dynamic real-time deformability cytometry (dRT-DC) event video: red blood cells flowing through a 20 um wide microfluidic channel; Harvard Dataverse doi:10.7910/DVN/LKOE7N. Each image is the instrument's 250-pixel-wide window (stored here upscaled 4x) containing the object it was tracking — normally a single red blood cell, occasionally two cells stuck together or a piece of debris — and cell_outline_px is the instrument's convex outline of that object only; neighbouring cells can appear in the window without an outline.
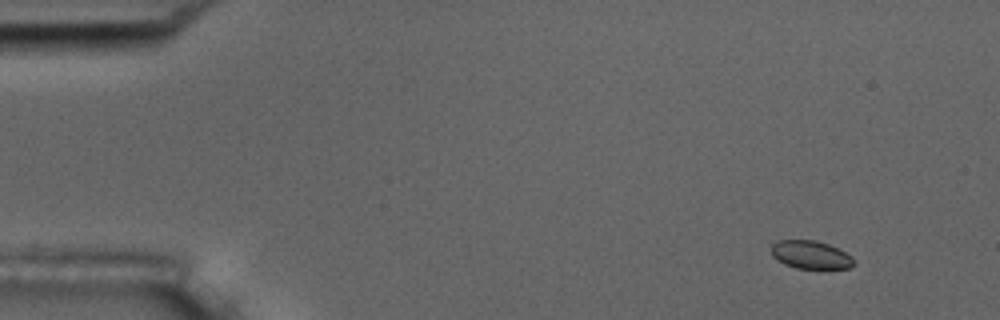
{"species": "common noctule bat (a hibernating species)", "species_latin": "Nyctalus noctula", "temperature_condition": "room temperature", "stored_images_in_passage": 14, "camera_frame_rate_fps": 3000, "um_per_image_px": 0.085, "animal": {"sex": "male", "body_mass_g": 17.5, "forearm_length_mm": 52.3}, "frame": {"image": 1, "passage_image": 1, "time_ms": 0.0, "image_size_px": [1000, 320], "cell_outline_px": [[856, 264], [852, 268], [796, 268], [784, 264], [772, 256], [772, 244], [776, 240], [816, 240], [828, 244], [852, 256]], "centroid_in_image_um": [68.91, 21.65], "position_along_channel_um": 16.1, "area_um2": 13.53}}
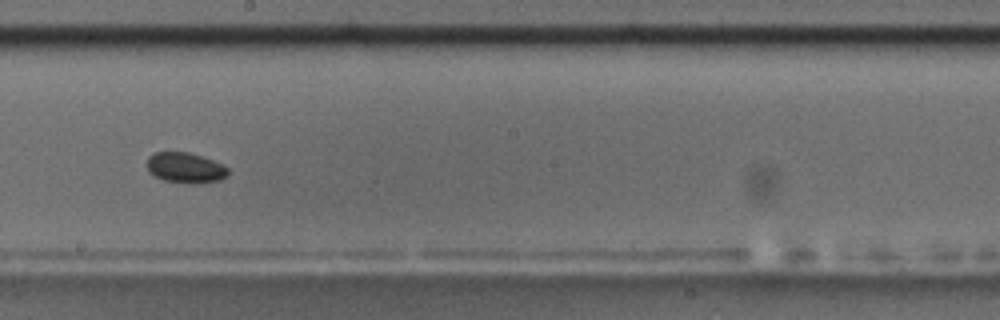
{"frame": {"image": 2, "passage_image": 8, "time_ms": 9.0, "image_size_px": [1000, 320], "cell_outline_px": [[228, 172], [220, 180], [200, 184], [192, 184], [164, 180], [148, 172], [148, 156], [156, 152], [188, 152], [212, 160], [228, 168]], "centroid_in_image_um": [15.74, 14.27], "position_along_channel_um": 232.5, "area_um2": 14.22}}
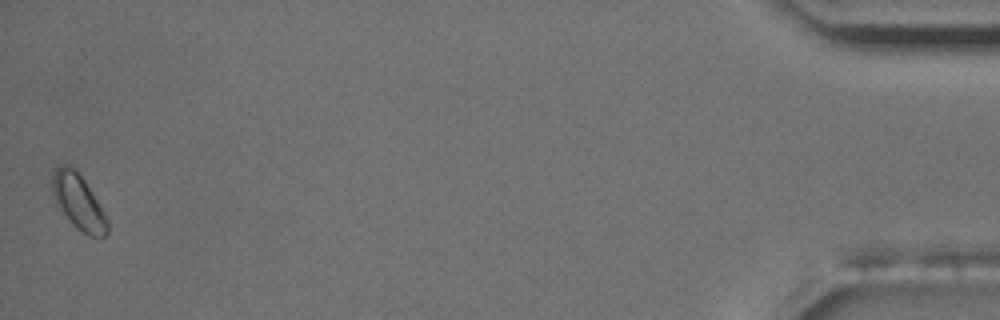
{"frame": {"image": 3, "passage_image": 14, "time_ms": 17.0, "image_size_px": [1000, 320], "cell_outline_px": [[108, 232], [104, 236], [88, 236], [76, 228], [72, 224], [56, 204], [52, 196], [52, 176], [56, 168], [60, 164], [68, 164], [84, 180], [104, 212], [108, 220]], "centroid_in_image_um": [6.65, 17.18], "position_along_channel_um": 428.6, "area_um2": 17.51}, "authors_computed_cell_mechanics": {"area_um2": 14.3633, "velocity_mm_per_s": 3.5948, "shape_relaxation_time_tau1_ms": null, "shape_relaxation_time_tau2_ms": 5.0064, "deformation_change_tau1": null, "deformation_change_tau2": 0.0283}}